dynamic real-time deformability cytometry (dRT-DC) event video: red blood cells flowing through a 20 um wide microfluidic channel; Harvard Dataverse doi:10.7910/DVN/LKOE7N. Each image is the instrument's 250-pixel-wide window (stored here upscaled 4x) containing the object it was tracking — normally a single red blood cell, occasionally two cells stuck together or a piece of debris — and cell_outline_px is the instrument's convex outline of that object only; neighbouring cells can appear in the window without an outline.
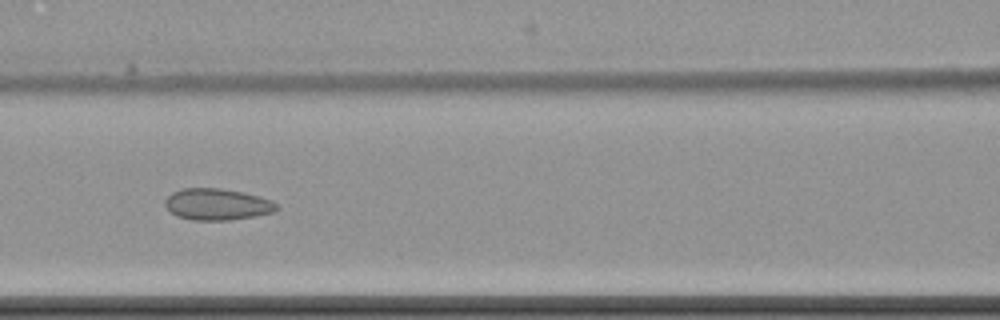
{"species": "common noctule bat (a hibernating species)", "species_latin": "Nyctalus noctula", "temperature_condition": "cold", "stored_images_in_passage": 9, "camera_frame_rate_fps": 3000, "um_per_image_px": 0.085, "animal": {"sex": "female", "body_mass_g": 22.7, "forearm_length_mm": 54.2}, "frame": {"image": 1, "passage_image": 8, "time_ms": 9.667, "image_size_px": [1000, 320], "cell_outline_px": [[280, 208], [272, 212], [256, 216], [228, 220], [192, 220], [176, 216], [164, 204], [164, 200], [172, 192], [184, 188], [220, 188], [244, 192], [260, 196], [272, 200]], "centroid_in_image_um": [18.47, 17.36], "position_along_channel_um": 148.1, "area_um2": 20.58}}
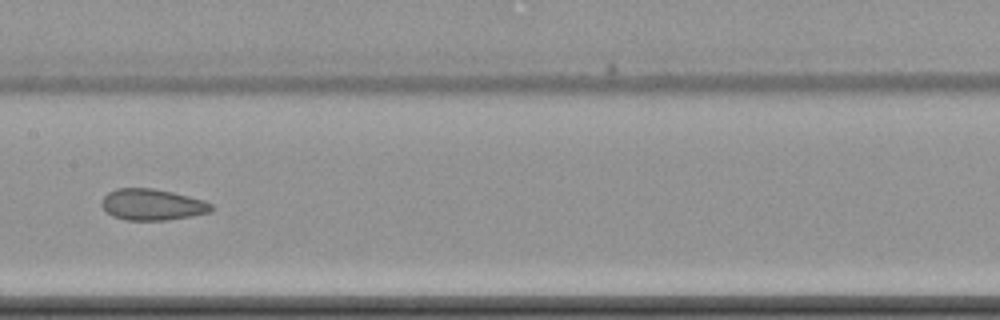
{"frame": {"image": 2, "passage_image": 9, "time_ms": 11.0, "image_size_px": [1000, 320], "cell_outline_px": [[216, 208], [212, 212], [192, 216], [168, 220], [124, 220], [112, 216], [100, 204], [100, 200], [108, 192], [116, 188], [152, 188], [172, 192], [204, 200], [212, 204]], "centroid_in_image_um": [12.96, 17.39], "position_along_channel_um": 194.4, "area_um2": 20.23}}